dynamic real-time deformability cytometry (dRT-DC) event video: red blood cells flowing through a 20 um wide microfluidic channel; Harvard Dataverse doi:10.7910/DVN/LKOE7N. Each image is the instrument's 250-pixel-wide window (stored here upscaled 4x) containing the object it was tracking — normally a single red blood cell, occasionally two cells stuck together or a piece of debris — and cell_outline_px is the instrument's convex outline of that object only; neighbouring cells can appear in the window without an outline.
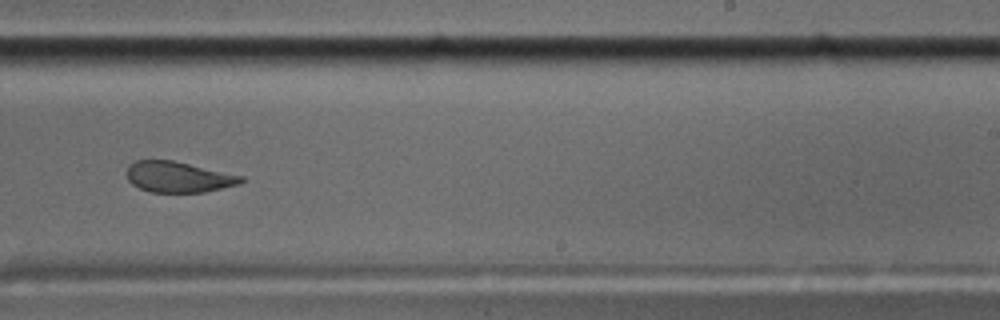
{"species": "common noctule bat (a hibernating species)", "species_latin": "Nyctalus noctula", "temperature_condition": "cold", "stored_images_in_passage": 11, "camera_frame_rate_fps": 3000, "um_per_image_px": 0.085, "animal": {"sex": "male", "body_mass_g": 17.5, "forearm_length_mm": 52.3}, "frame": {"image": 1, "passage_image": 10, "time_ms": 11.333, "image_size_px": [1000, 320], "cell_outline_px": [[244, 180], [240, 184], [204, 192], [152, 192], [140, 188], [132, 184], [128, 180], [128, 164], [136, 160], [172, 160], [244, 176]], "centroid_in_image_um": [15.17, 15.04], "position_along_channel_um": 273.8, "area_um2": 20.4}}